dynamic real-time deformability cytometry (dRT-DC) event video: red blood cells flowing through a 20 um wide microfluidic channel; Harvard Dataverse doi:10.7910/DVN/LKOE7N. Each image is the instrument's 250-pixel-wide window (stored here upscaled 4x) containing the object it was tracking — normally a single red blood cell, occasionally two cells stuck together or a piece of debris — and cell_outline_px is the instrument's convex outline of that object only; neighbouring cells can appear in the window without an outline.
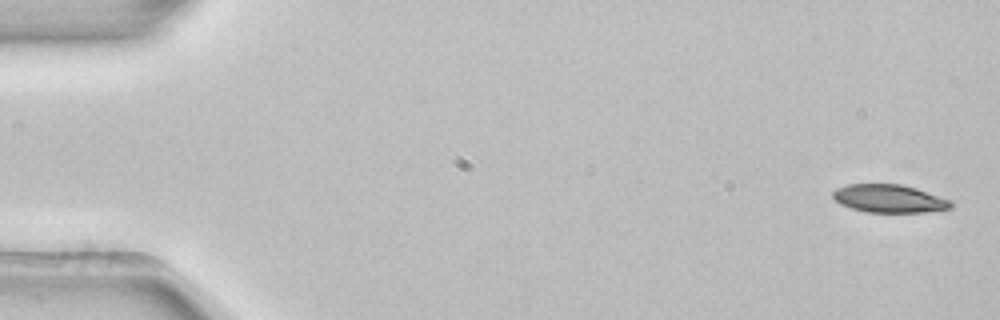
{"species": "common noctule bat (a hibernating species)", "species_latin": "Nyctalus noctula", "temperature_condition": "room temperature", "stored_images_in_passage": 5, "camera_frame_rate_fps": 3000, "um_per_image_px": 0.085, "animal": {"sex": "female", "body_mass_g": 22.7, "forearm_length_mm": 54.2}, "frame": {"image": 1, "passage_image": 1, "time_ms": 0.0, "image_size_px": [1000, 320], "cell_outline_px": [[952, 208], [924, 212], [864, 212], [840, 204], [832, 196], [832, 192], [836, 188], [848, 184], [900, 184], [916, 188], [952, 200]], "centroid_in_image_um": [75.58, 16.88], "position_along_channel_um": 9.4, "area_um2": 19.31}}
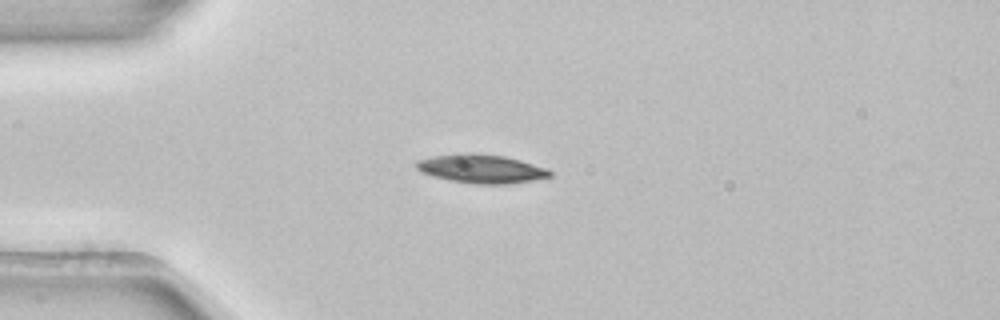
{"frame": {"image": 2, "passage_image": 4, "time_ms": 1.0, "image_size_px": [1000, 320], "cell_outline_px": [[552, 176], [532, 180], [508, 184], [476, 184], [448, 180], [432, 176], [416, 168], [416, 160], [432, 156], [460, 152], [472, 152], [504, 156], [520, 160], [548, 168], [552, 172]], "centroid_in_image_um": [40.9, 14.33], "position_along_channel_um": 44.1, "area_um2": 22.54}}